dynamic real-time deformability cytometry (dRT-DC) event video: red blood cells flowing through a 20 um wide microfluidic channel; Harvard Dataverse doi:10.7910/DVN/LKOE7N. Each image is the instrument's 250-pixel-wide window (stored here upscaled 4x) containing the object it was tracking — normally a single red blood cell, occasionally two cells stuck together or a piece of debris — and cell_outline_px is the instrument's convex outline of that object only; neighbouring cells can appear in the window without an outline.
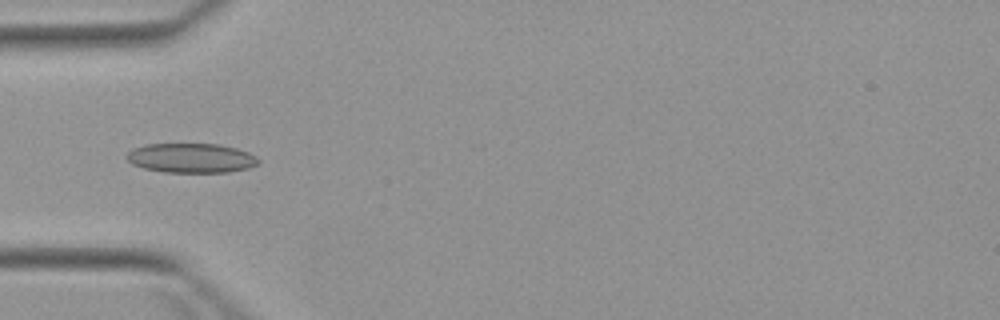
{"species": "Egyptian fruit bat (a non-hibernating species)", "species_latin": "Rousettus aegyptiacus", "temperature_condition": "warm", "stored_images_in_passage": 5, "camera_frame_rate_fps": 3000, "um_per_image_px": 0.085, "animal": {"sex": "female"}, "frame": {"image": 1, "passage_image": 4, "time_ms": 3.667, "image_size_px": [1000, 320], "cell_outline_px": [[260, 160], [256, 164], [248, 168], [228, 172], [164, 172], [144, 168], [132, 164], [124, 156], [132, 148], [144, 144], [220, 144], [236, 148], [248, 152], [256, 156]], "centroid_in_image_um": [16.22, 13.42], "position_along_channel_um": 68.8, "area_um2": 22.72}}
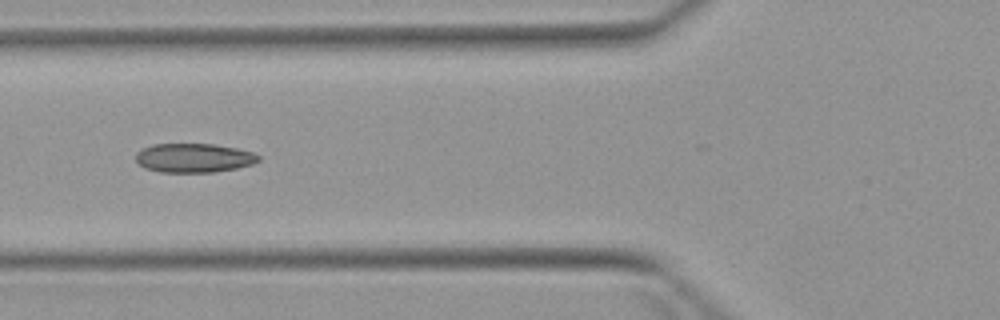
{"frame": {"image": 2, "passage_image": 5, "time_ms": 4.667, "image_size_px": [1000, 320], "cell_outline_px": [[260, 160], [252, 164], [236, 168], [212, 172], [160, 172], [144, 168], [136, 160], [136, 152], [140, 148], [152, 144], [212, 144], [236, 148], [252, 152], [260, 156]], "centroid_in_image_um": [16.44, 13.42], "position_along_channel_um": 109.4, "area_um2": 20.81}}